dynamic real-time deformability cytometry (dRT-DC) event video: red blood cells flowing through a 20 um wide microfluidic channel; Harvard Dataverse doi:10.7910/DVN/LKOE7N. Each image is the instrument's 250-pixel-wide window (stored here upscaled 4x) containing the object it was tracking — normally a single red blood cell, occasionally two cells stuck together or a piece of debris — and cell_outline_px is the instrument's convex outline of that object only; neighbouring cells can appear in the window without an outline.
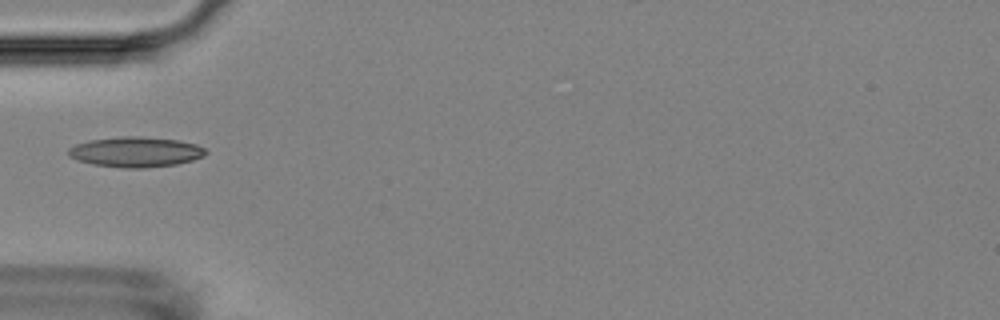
{"species": "Egyptian fruit bat (a non-hibernating species)", "species_latin": "Rousettus aegyptiacus", "temperature_condition": "room temperature", "stored_images_in_passage": 5, "camera_frame_rate_fps": 3000, "um_per_image_px": 0.085, "animal": {"sex": "female"}, "frame": {"image": 1, "passage_image": 1, "time_ms": 0.0, "image_size_px": [1000, 320], "cell_outline_px": [[208, 152], [204, 156], [192, 160], [176, 164], [144, 168], [124, 168], [92, 164], [76, 160], [68, 156], [68, 148], [76, 144], [88, 140], [120, 136], [140, 136], [180, 140], [196, 144], [204, 148]], "centroid_in_image_um": [11.51, 12.91], "position_along_channel_um": 73.5, "area_um2": 24.39}}
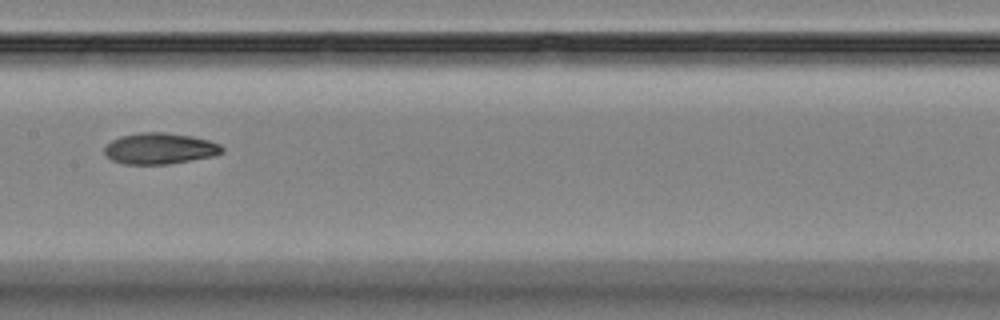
{"frame": {"image": 2, "passage_image": 4, "time_ms": 3.333, "image_size_px": [1000, 320], "cell_outline_px": [[224, 152], [216, 156], [168, 164], [124, 164], [112, 160], [104, 152], [104, 148], [112, 140], [120, 136], [140, 132], [164, 132], [192, 136], [208, 140], [220, 144], [224, 148]], "centroid_in_image_um": [13.62, 12.62], "position_along_channel_um": 193.8, "area_um2": 21.44}}
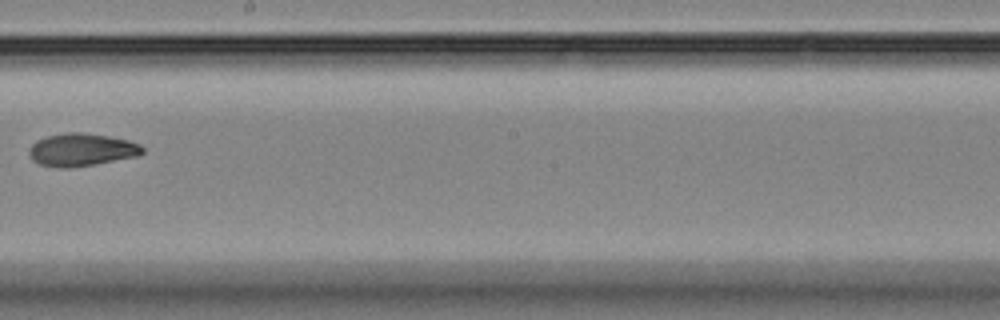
{"frame": {"image": 3, "passage_image": 5, "time_ms": 4.667, "image_size_px": [1000, 320], "cell_outline_px": [[144, 152], [136, 156], [92, 164], [68, 168], [60, 168], [40, 164], [32, 160], [28, 152], [32, 144], [36, 140], [48, 136], [68, 132], [80, 132], [108, 136], [128, 140], [140, 144], [144, 148]], "centroid_in_image_um": [6.91, 12.72], "position_along_channel_um": 241.3, "area_um2": 21.39}}